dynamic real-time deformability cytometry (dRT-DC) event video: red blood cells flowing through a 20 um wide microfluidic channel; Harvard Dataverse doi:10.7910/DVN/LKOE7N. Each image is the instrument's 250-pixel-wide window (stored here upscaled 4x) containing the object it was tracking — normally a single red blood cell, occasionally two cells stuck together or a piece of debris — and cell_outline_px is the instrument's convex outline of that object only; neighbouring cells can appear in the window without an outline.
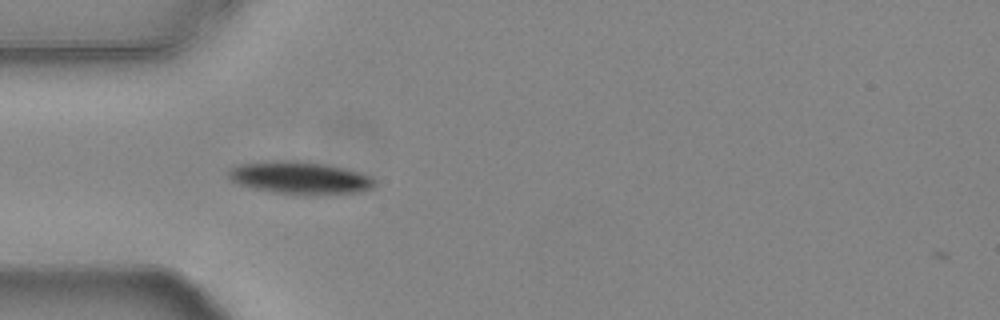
{"species": "common noctule bat (a hibernating species)", "species_latin": "Nyctalus noctula", "temperature_condition": "warm", "stored_images_in_passage": 39, "camera_frame_rate_fps": 3000, "um_per_image_px": 0.085, "animal": {"sex": "female", "body_mass_g": 24.6, "forearm_length_mm": 56.2}, "frame": {"image": 1, "passage_image": 1, "time_ms": 0.0, "image_size_px": [1000, 320], "cell_outline_px": [[376, 184], [372, 188], [364, 192], [316, 196], [308, 196], [272, 192], [252, 188], [236, 184], [228, 180], [228, 168], [236, 164], [280, 160], [308, 160], [344, 168], [372, 176], [376, 180]], "centroid_in_image_um": [25.5, 15.13], "position_along_channel_um": 59.5, "area_um2": 28.84}}
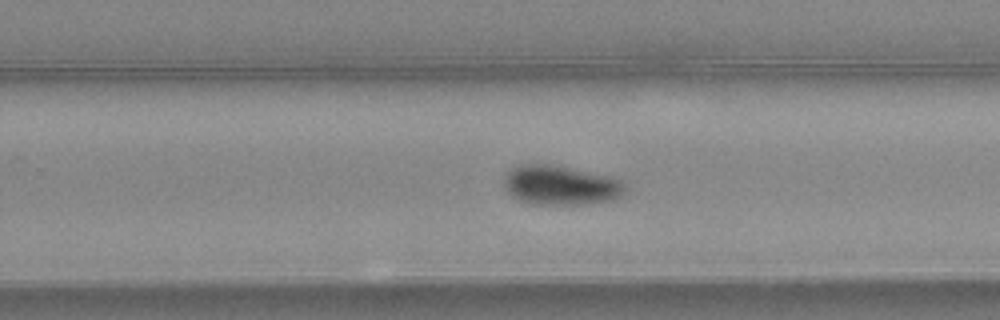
{"frame": {"image": 2, "passage_image": 19, "time_ms": 6.0, "image_size_px": [1000, 320], "cell_outline_px": [[628, 192], [612, 200], [580, 204], [528, 204], [512, 196], [508, 192], [504, 184], [504, 172], [520, 164], [552, 164], [608, 176], [620, 180], [628, 184]], "centroid_in_image_um": [47.65, 15.74], "position_along_channel_um": 282.1, "area_um2": 28.09}}
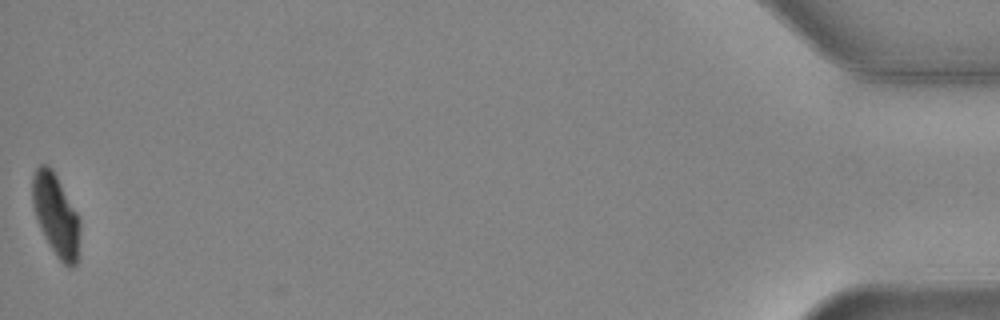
{"frame": {"image": 3, "passage_image": 39, "time_ms": 12.667, "image_size_px": [1000, 320], "cell_outline_px": [[80, 256], [76, 264], [72, 268], [68, 268], [56, 256], [44, 236], [40, 228], [32, 204], [32, 176], [36, 168], [40, 164], [48, 164], [52, 168], [80, 216]], "centroid_in_image_um": [4.79, 18.31], "position_along_channel_um": 430.4, "area_um2": 23.29}, "authors_computed_cell_mechanics": {"area_um2": 27.744, "velocity_mm_per_s": 3.7447, "shape_relaxation_time_tau1_ms": 2.4716, "shape_relaxation_time_tau2_ms": null, "deformation_change_tau1": 0.121, "deformation_change_tau2": null}}